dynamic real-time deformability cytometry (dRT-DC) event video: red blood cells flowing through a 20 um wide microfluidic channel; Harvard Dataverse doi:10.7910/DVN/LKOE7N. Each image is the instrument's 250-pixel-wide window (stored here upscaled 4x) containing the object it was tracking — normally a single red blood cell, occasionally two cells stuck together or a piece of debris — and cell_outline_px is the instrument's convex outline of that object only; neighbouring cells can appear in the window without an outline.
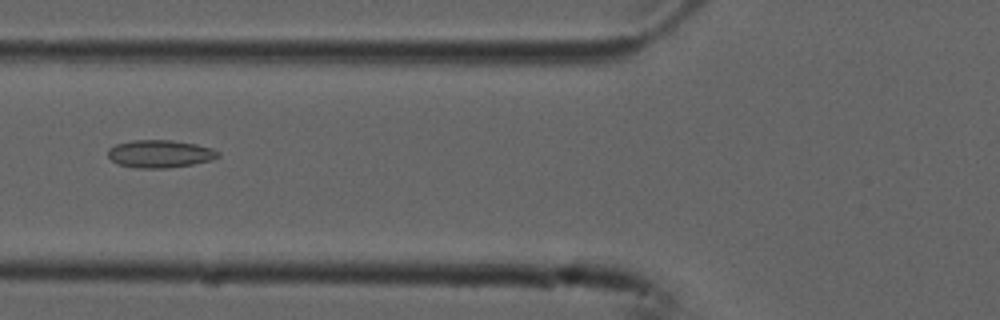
{"species": "common noctule bat (a hibernating species)", "species_latin": "Nyctalus noctula", "temperature_condition": "cold", "stored_images_in_passage": 3, "camera_frame_rate_fps": 3000, "um_per_image_px": 0.085, "animal": {"sex": "male", "forearm_length_mm": 52.5}, "frame": {"image": 1, "passage_image": 3, "time_ms": 0.667, "image_size_px": [1000, 320], "cell_outline_px": [[220, 156], [212, 160], [192, 164], [168, 168], [136, 168], [120, 164], [112, 160], [108, 156], [108, 148], [116, 144], [132, 140], [172, 140], [196, 144], [212, 148], [220, 152]], "centroid_in_image_um": [13.61, 13.07], "position_along_channel_um": 112.2, "area_um2": 17.8}}